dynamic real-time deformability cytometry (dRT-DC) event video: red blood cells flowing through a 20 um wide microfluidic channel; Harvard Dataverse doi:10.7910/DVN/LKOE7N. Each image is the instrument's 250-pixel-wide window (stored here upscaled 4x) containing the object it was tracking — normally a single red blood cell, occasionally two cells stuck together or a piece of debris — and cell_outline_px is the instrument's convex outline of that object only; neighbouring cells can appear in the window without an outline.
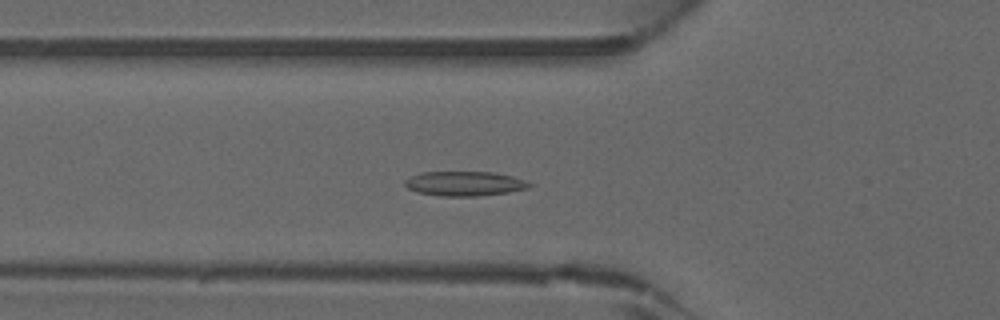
{"species": "common noctule bat (a hibernating species)", "species_latin": "Nyctalus noctula", "temperature_condition": "warm", "stored_images_in_passage": 42, "camera_frame_rate_fps": 3000, "um_per_image_px": 0.085, "animal": {"sex": "male", "forearm_length_mm": 52.5}, "frame": {"image": 1, "passage_image": 13, "time_ms": 4.0, "image_size_px": [1000, 320], "cell_outline_px": [[532, 184], [528, 188], [508, 192], [476, 196], [440, 196], [416, 192], [408, 188], [404, 184], [404, 180], [420, 172], [492, 172], [512, 176], [524, 180]], "centroid_in_image_um": [39.45, 15.6], "position_along_channel_um": 86.3, "area_um2": 17.74}}
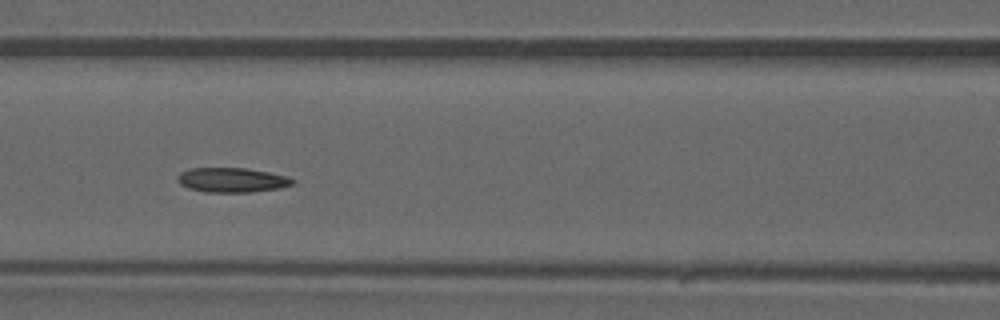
{"frame": {"image": 2, "passage_image": 17, "time_ms": 5.333, "image_size_px": [1000, 320], "cell_outline_px": [[296, 180], [292, 184], [280, 188], [248, 192], [204, 192], [188, 188], [180, 184], [176, 176], [180, 172], [192, 168], [244, 168], [268, 172], [288, 176]], "centroid_in_image_um": [19.7, 15.3], "position_along_channel_um": 146.9, "area_um2": 16.47}}
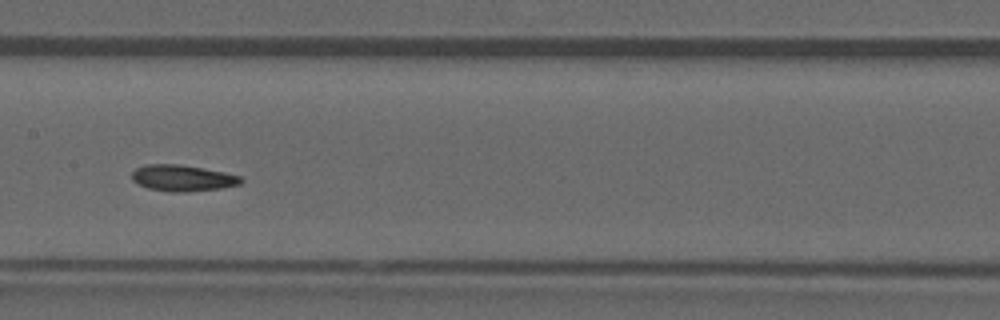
{"frame": {"image": 3, "passage_image": 20, "time_ms": 6.333, "image_size_px": [1000, 320], "cell_outline_px": [[244, 180], [240, 184], [220, 188], [188, 192], [168, 192], [148, 188], [132, 180], [132, 172], [136, 168], [144, 164], [176, 164], [224, 172], [240, 176]], "centroid_in_image_um": [15.5, 15.14], "position_along_channel_um": 191.9, "area_um2": 16.59}}